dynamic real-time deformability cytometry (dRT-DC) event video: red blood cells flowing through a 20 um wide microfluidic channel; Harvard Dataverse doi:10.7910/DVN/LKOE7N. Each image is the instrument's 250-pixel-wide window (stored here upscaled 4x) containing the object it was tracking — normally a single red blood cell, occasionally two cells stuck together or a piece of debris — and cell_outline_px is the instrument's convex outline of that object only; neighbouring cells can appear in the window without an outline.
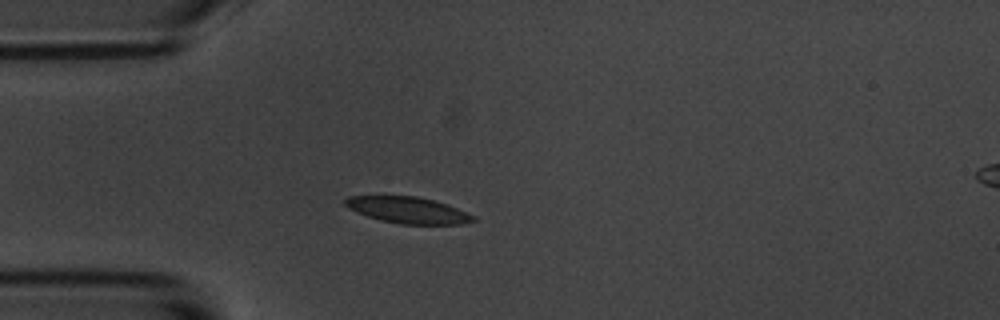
{"species": "common noctule bat (a hibernating species)", "species_latin": "Nyctalus noctula", "temperature_condition": "room temperature", "stored_images_in_passage": 52, "camera_frame_rate_fps": 3000, "um_per_image_px": 0.085, "animal": {"sex": "male", "body_mass_g": 20.1, "forearm_length_mm": 53.5}, "frame": {"image": 1, "passage_image": 11, "time_ms": 3.333, "image_size_px": [1000, 320], "cell_outline_px": [[476, 220], [460, 224], [400, 224], [380, 220], [368, 216], [348, 208], [344, 204], [344, 200], [348, 196], [416, 196], [448, 204], [476, 216]], "centroid_in_image_um": [34.69, 17.86], "position_along_channel_um": 50.3, "area_um2": 19.59}}
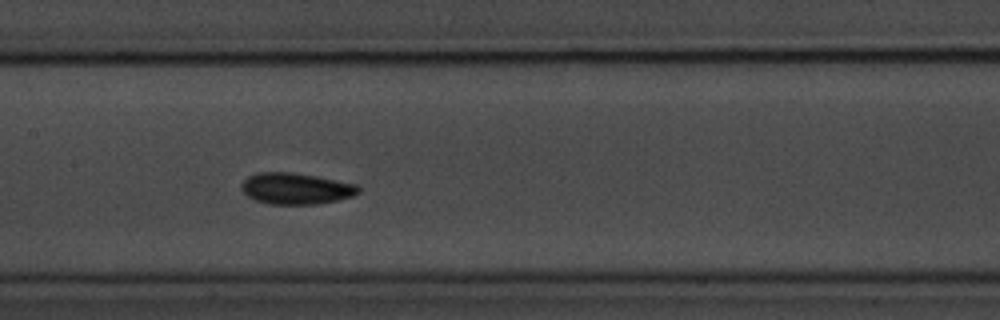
{"frame": {"image": 2, "passage_image": 23, "time_ms": 7.333, "image_size_px": [1000, 320], "cell_outline_px": [[360, 192], [352, 196], [336, 200], [316, 204], [268, 204], [256, 200], [248, 196], [240, 188], [240, 184], [248, 176], [260, 172], [292, 172], [316, 176], [356, 184], [360, 188]], "centroid_in_image_um": [25.13, 16.02], "position_along_channel_um": 182.3, "area_um2": 21.27}}
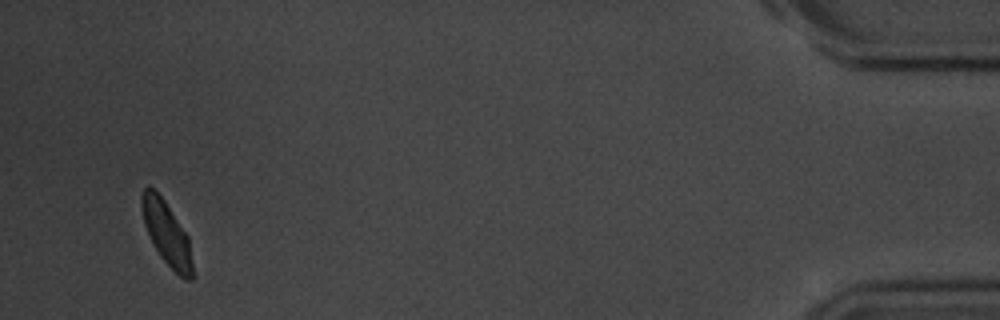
{"frame": {"image": 3, "passage_image": 50, "time_ms": 16.333, "image_size_px": [1000, 320], "cell_outline_px": [[192, 280], [184, 280], [160, 256], [144, 224], [140, 204], [140, 196], [144, 188], [152, 188], [164, 200], [188, 236], [192, 264]], "centroid_in_image_um": [14.15, 19.83], "position_along_channel_um": 421.0, "area_um2": 18.32}, "authors_computed_cell_mechanics": {"area_um2": 20.0277, "velocity_mm_per_s": 3.5316, "shape_relaxation_time_tau1_ms": null, "shape_relaxation_time_tau2_ms": 3.2491, "deformation_change_tau1": null, "deformation_change_tau2": 0.0638}}